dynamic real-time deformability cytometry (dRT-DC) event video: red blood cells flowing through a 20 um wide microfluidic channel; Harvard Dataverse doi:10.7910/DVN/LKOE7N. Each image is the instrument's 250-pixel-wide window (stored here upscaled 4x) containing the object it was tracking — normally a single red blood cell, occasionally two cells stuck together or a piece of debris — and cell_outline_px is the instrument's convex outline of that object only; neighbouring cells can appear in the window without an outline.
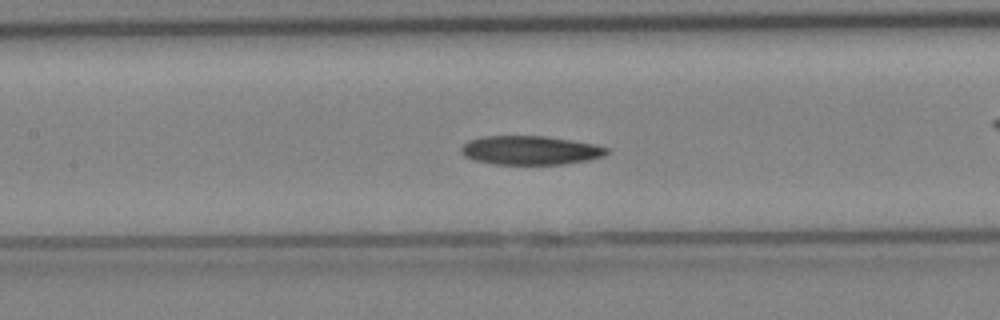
{"species": "Egyptian fruit bat (a non-hibernating species)", "species_latin": "Rousettus aegyptiacus", "temperature_condition": "cold", "stored_images_in_passage": 36, "camera_frame_rate_fps": 3000, "um_per_image_px": 0.085, "animal": {"sex": "female"}, "frame": {"image": 1, "passage_image": 16, "time_ms": 5.0, "image_size_px": [1000, 320], "cell_outline_px": [[608, 152], [604, 156], [588, 160], [564, 164], [496, 164], [476, 160], [464, 156], [460, 152], [460, 148], [468, 140], [484, 136], [544, 136], [572, 140], [592, 144], [608, 148]], "centroid_in_image_um": [45.06, 12.77], "position_along_channel_um": 162.3, "area_um2": 24.39}}